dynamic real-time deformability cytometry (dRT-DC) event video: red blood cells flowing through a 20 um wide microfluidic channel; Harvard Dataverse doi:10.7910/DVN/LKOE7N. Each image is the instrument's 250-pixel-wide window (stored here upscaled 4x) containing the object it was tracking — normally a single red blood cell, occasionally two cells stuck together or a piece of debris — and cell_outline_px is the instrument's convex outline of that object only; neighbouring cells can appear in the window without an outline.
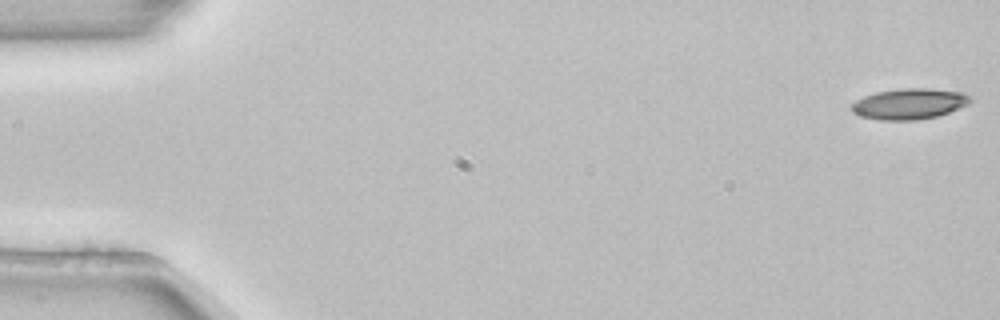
{"species": "common noctule bat (a hibernating species)", "species_latin": "Nyctalus noctula", "temperature_condition": "room temperature", "stored_images_in_passage": 4, "camera_frame_rate_fps": 3000, "um_per_image_px": 0.085, "animal": {"sex": "female", "body_mass_g": 22.7, "forearm_length_mm": 54.2}, "frame": {"image": 1, "passage_image": 1, "time_ms": 0.0, "image_size_px": [1000, 320], "cell_outline_px": [[972, 100], [968, 104], [948, 112], [936, 116], [916, 120], [880, 120], [860, 116], [852, 112], [852, 104], [856, 100], [864, 96], [876, 92], [900, 88], [928, 88], [960, 92], [972, 96]], "centroid_in_image_um": [77.28, 8.82], "position_along_channel_um": 7.7, "area_um2": 21.21}}
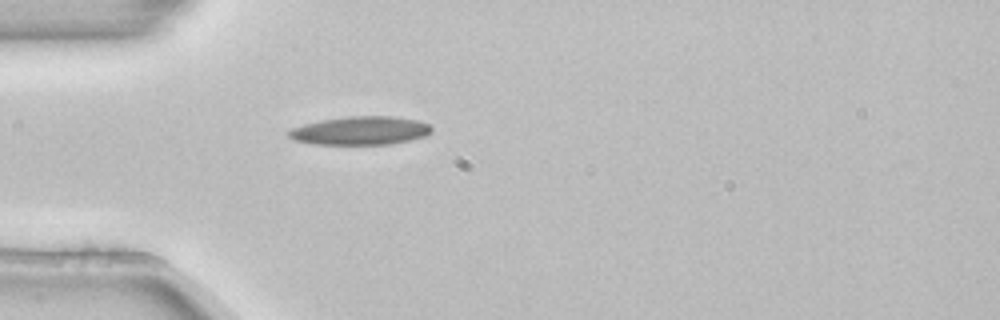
{"frame": {"image": 2, "passage_image": 4, "time_ms": 1.0, "image_size_px": [1000, 320], "cell_outline_px": [[432, 132], [428, 136], [388, 144], [312, 144], [292, 140], [284, 132], [288, 128], [320, 120], [348, 116], [392, 116], [416, 120], [428, 124], [432, 128]], "centroid_in_image_um": [30.56, 11.1], "position_along_channel_um": 54.4, "area_um2": 23.93}}